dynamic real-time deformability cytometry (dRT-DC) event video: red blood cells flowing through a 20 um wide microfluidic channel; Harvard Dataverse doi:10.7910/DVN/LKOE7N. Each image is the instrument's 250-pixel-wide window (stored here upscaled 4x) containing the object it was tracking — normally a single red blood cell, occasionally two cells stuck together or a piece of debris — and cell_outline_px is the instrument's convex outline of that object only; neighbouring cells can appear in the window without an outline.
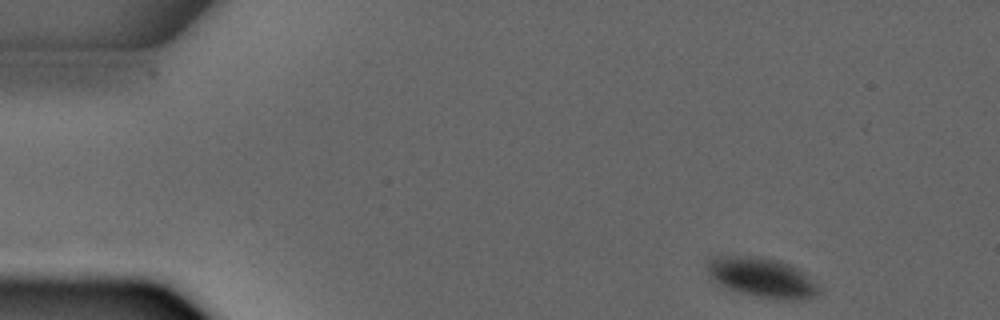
{"species": "common noctule bat (a hibernating species)", "species_latin": "Nyctalus noctula", "temperature_condition": "warm", "stored_images_in_passage": 7, "camera_frame_rate_fps": 3000, "um_per_image_px": 0.085, "animal": {"sex": "male", "forearm_length_mm": 52.5}, "frame": {"image": 1, "passage_image": 1, "time_ms": 0.0, "image_size_px": [1000, 320], "cell_outline_px": [[820, 292], [816, 296], [792, 300], [788, 300], [760, 296], [728, 288], [716, 280], [712, 276], [708, 268], [708, 256], [720, 252], [760, 256], [776, 260], [788, 264], [804, 272], [820, 288]], "centroid_in_image_um": [64.71, 23.5], "position_along_channel_um": 20.3, "area_um2": 25.84}}